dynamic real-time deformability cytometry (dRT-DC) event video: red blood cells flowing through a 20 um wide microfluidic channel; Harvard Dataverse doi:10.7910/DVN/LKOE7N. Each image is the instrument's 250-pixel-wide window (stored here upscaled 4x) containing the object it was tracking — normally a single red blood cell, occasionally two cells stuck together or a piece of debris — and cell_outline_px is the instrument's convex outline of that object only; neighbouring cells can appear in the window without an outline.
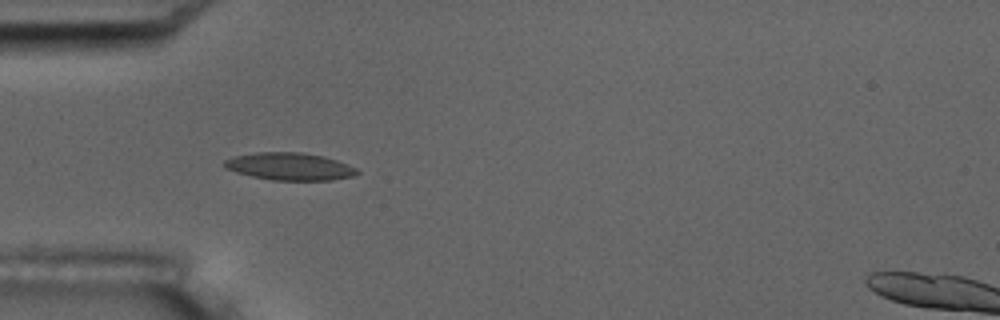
{"species": "common noctule bat (a hibernating species)", "species_latin": "Nyctalus noctula", "temperature_condition": "room temperature", "stored_images_in_passage": 5, "camera_frame_rate_fps": 3000, "um_per_image_px": 0.085, "animal": {"sex": "male", "body_mass_g": 17.5, "forearm_length_mm": 52.3}, "frame": {"image": 1, "passage_image": 5, "time_ms": 5.333, "image_size_px": [1000, 320], "cell_outline_px": [[360, 172], [352, 176], [332, 180], [272, 180], [252, 176], [236, 172], [224, 168], [224, 160], [232, 156], [256, 152], [300, 152], [324, 156], [348, 164], [356, 168]], "centroid_in_image_um": [24.6, 14.14], "position_along_channel_um": 60.4, "area_um2": 21.27}}